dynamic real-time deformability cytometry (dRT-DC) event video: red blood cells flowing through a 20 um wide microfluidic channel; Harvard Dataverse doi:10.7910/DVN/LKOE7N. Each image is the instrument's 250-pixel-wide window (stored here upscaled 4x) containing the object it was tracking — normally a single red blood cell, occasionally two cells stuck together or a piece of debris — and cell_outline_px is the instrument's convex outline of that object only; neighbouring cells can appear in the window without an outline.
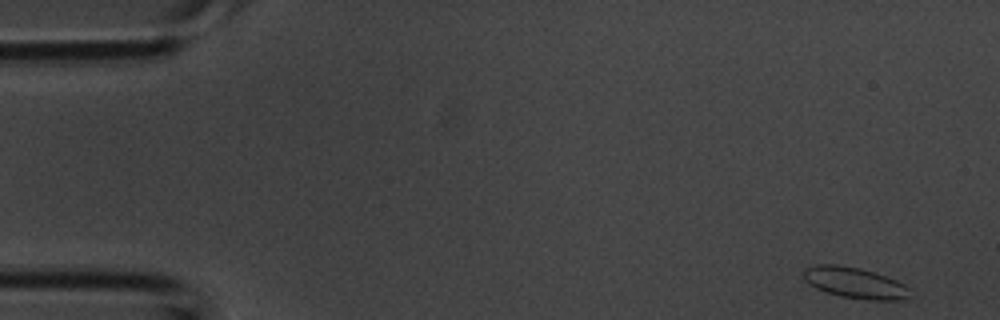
{"species": "common noctule bat (a hibernating species)", "species_latin": "Nyctalus noctula", "temperature_condition": "room temperature", "stored_images_in_passage": 42, "camera_frame_rate_fps": 3000, "um_per_image_px": 0.085, "animal": {"sex": "male", "body_mass_g": 20.1, "forearm_length_mm": 53.5}, "frame": {"image": 1, "passage_image": 1, "time_ms": 0.0, "image_size_px": [1000, 320], "cell_outline_px": [[908, 296], [904, 300], [868, 300], [840, 296], [816, 288], [804, 280], [804, 268], [816, 264], [836, 264], [860, 268], [896, 280], [904, 284], [908, 288]], "centroid_in_image_um": [72.63, 24.03], "position_along_channel_um": 12.4, "area_um2": 19.02}}
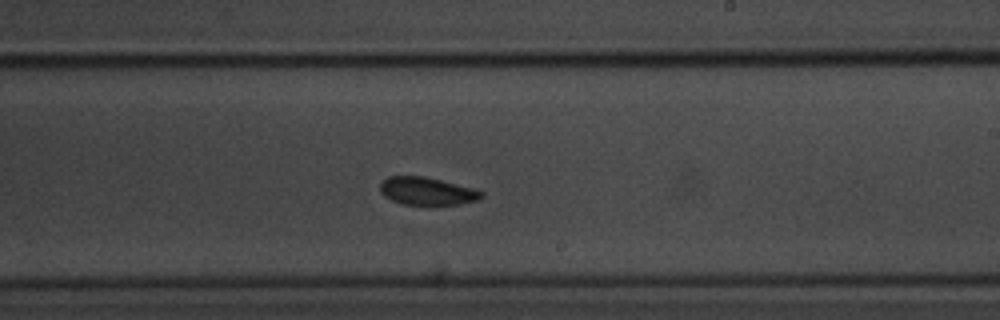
{"frame": {"image": 2, "passage_image": 24, "time_ms": 7.667, "image_size_px": [1000, 320], "cell_outline_px": [[484, 196], [480, 200], [460, 204], [400, 204], [384, 196], [380, 192], [380, 184], [388, 176], [424, 176], [476, 188], [484, 192]], "centroid_in_image_um": [36.34, 16.24], "position_along_channel_um": 252.7, "area_um2": 16.53}}
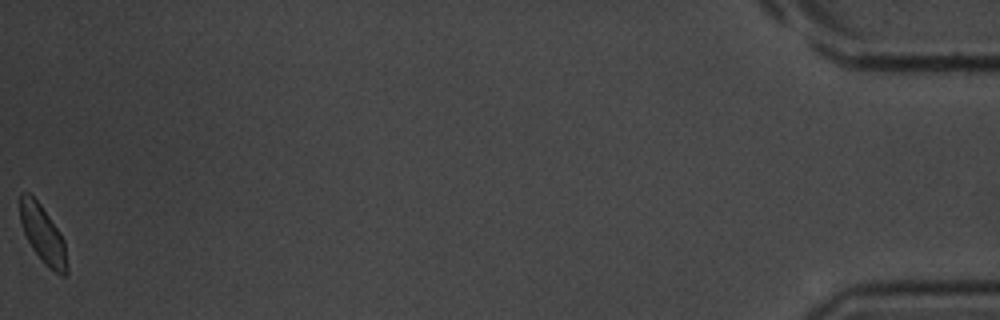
{"frame": {"image": 3, "passage_image": 42, "time_ms": 13.667, "image_size_px": [1000, 320], "cell_outline_px": [[68, 272], [64, 276], [60, 276], [52, 272], [44, 264], [32, 248], [24, 232], [20, 220], [20, 192], [28, 192], [40, 204], [60, 232], [64, 240], [68, 268]], "centroid_in_image_um": [3.66, 19.97], "position_along_channel_um": 431.5, "area_um2": 15.9}}